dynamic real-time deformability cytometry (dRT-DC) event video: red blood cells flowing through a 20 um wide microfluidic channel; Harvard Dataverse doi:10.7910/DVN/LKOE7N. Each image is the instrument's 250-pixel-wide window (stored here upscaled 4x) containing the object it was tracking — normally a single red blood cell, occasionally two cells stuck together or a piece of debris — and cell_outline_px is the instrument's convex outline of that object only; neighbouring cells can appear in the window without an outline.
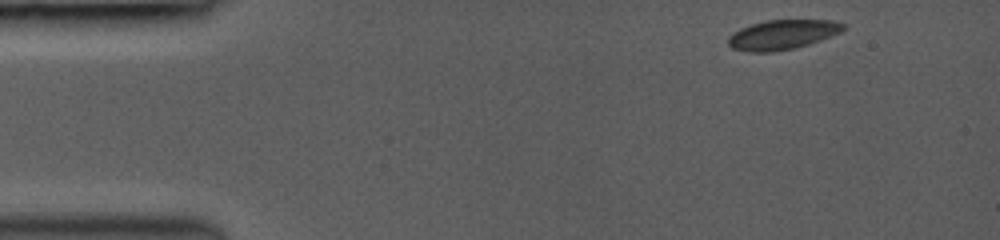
{"species": "common noctule bat (a hibernating species)", "species_latin": "Nyctalus noctula", "temperature_condition": "room temperature", "stored_images_in_passage": 73, "camera_frame_rate_fps": 3000, "um_per_image_px": 0.085, "animal": {"sex": "female", "body_mass_g": 19.0, "forearm_length_mm": 53.3}, "frame": {"image": 1, "passage_image": 1, "time_ms": 0.0, "image_size_px": [1000, 240], "cell_outline_px": [[844, 28], [840, 32], [808, 44], [792, 48], [772, 52], [748, 52], [732, 48], [728, 44], [728, 36], [732, 32], [740, 28], [764, 20], [832, 20], [844, 24]], "centroid_in_image_um": [66.44, 2.94], "position_along_channel_um": 18.6, "area_um2": 19.71}}
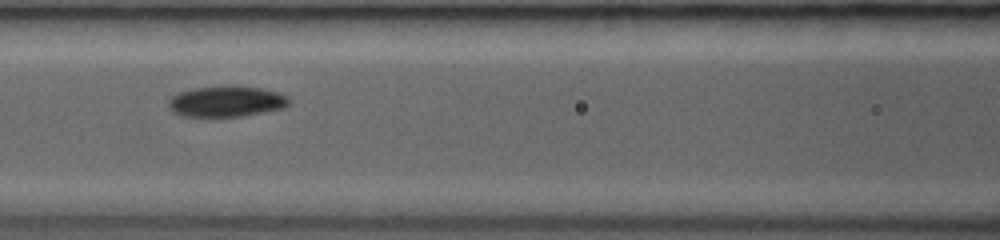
{"frame": {"image": 2, "passage_image": 26, "time_ms": 5.333, "image_size_px": [1000, 240], "cell_outline_px": [[292, 100], [284, 108], [264, 112], [216, 120], [212, 120], [184, 116], [172, 112], [168, 108], [168, 100], [172, 96], [180, 92], [192, 88], [224, 84], [232, 84], [264, 88], [280, 92], [288, 96]], "centroid_in_image_um": [19.23, 8.63], "position_along_channel_um": 147.4, "area_um2": 23.18}}
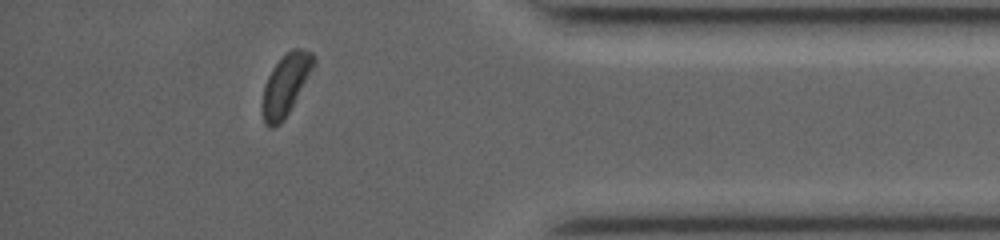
{"frame": {"image": 3, "passage_image": 66, "time_ms": 12.0, "image_size_px": [1000, 240], "cell_outline_px": [[316, 64], [288, 112], [280, 124], [272, 128], [268, 128], [264, 124], [264, 88], [268, 76], [272, 68], [292, 48], [300, 48], [312, 52], [316, 56]], "centroid_in_image_um": [24.33, 7.16], "position_along_channel_um": 410.9, "area_um2": 17.74}, "authors_computed_cell_mechanics": {"area_um2": 21.1548, "velocity_mm_per_s": 4.1818, "shape_relaxation_time_tau1_ms": 1.5216, "shape_relaxation_time_tau2_ms": 4.963, "deformation_change_tau1": 0.0845, "deformation_change_tau2": 0.0647}}